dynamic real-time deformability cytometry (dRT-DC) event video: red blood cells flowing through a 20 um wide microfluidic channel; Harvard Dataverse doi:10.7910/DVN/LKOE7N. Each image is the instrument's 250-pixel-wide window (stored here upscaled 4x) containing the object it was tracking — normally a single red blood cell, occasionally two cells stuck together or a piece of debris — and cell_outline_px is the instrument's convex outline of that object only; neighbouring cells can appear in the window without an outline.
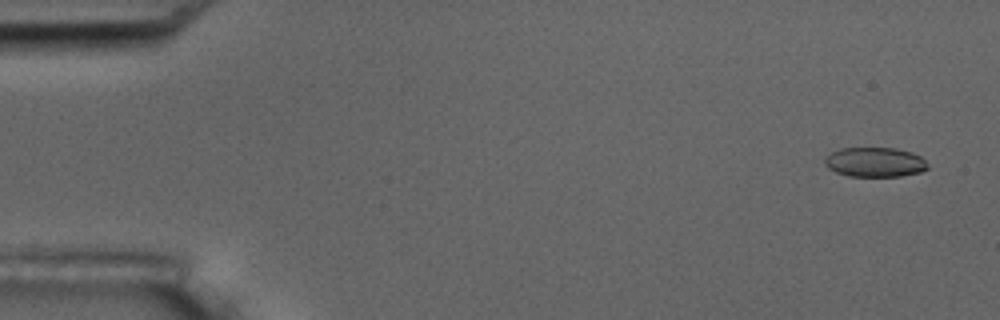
{"species": "common noctule bat (a hibernating species)", "species_latin": "Nyctalus noctula", "temperature_condition": "room temperature", "stored_images_in_passage": 6, "camera_frame_rate_fps": 3000, "um_per_image_px": 0.085, "animal": {"sex": "male", "body_mass_g": 17.5, "forearm_length_mm": 52.3}, "frame": {"image": 1, "passage_image": 1, "time_ms": 0.0, "image_size_px": [1000, 320], "cell_outline_px": [[928, 168], [920, 172], [900, 176], [848, 176], [836, 172], [828, 168], [824, 164], [824, 160], [832, 152], [840, 148], [896, 148], [912, 152], [920, 156], [924, 160]], "centroid_in_image_um": [74.36, 13.78], "position_along_channel_um": 10.6, "area_um2": 17.69}}